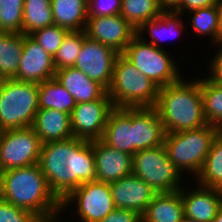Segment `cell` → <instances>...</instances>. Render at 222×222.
I'll list each match as a JSON object with an SVG mask.
<instances>
[{"label": "cell", "instance_id": "cell-4", "mask_svg": "<svg viewBox=\"0 0 222 222\" xmlns=\"http://www.w3.org/2000/svg\"><path fill=\"white\" fill-rule=\"evenodd\" d=\"M107 93L116 108H152L156 105L159 87L119 54Z\"/></svg>", "mask_w": 222, "mask_h": 222}, {"label": "cell", "instance_id": "cell-34", "mask_svg": "<svg viewBox=\"0 0 222 222\" xmlns=\"http://www.w3.org/2000/svg\"><path fill=\"white\" fill-rule=\"evenodd\" d=\"M70 31L58 25L38 29L30 36L52 57L57 53L64 38Z\"/></svg>", "mask_w": 222, "mask_h": 222}, {"label": "cell", "instance_id": "cell-20", "mask_svg": "<svg viewBox=\"0 0 222 222\" xmlns=\"http://www.w3.org/2000/svg\"><path fill=\"white\" fill-rule=\"evenodd\" d=\"M182 16V14L179 15V13L173 10H164L159 17L144 22L136 29V34L143 41L151 43L157 48L165 49V47L163 48L161 45L164 40L166 41L167 39L169 40L170 38L172 39L181 35V33L183 34L186 25H184L185 23L183 22ZM145 32L148 33L147 36L149 35L151 40L146 39Z\"/></svg>", "mask_w": 222, "mask_h": 222}, {"label": "cell", "instance_id": "cell-23", "mask_svg": "<svg viewBox=\"0 0 222 222\" xmlns=\"http://www.w3.org/2000/svg\"><path fill=\"white\" fill-rule=\"evenodd\" d=\"M184 217V204L180 191L157 193L145 213L142 222H179Z\"/></svg>", "mask_w": 222, "mask_h": 222}, {"label": "cell", "instance_id": "cell-22", "mask_svg": "<svg viewBox=\"0 0 222 222\" xmlns=\"http://www.w3.org/2000/svg\"><path fill=\"white\" fill-rule=\"evenodd\" d=\"M32 127L42 144L74 137L70 115L55 109H39Z\"/></svg>", "mask_w": 222, "mask_h": 222}, {"label": "cell", "instance_id": "cell-26", "mask_svg": "<svg viewBox=\"0 0 222 222\" xmlns=\"http://www.w3.org/2000/svg\"><path fill=\"white\" fill-rule=\"evenodd\" d=\"M38 108L55 109L71 115L76 102L71 94L55 78L38 84Z\"/></svg>", "mask_w": 222, "mask_h": 222}, {"label": "cell", "instance_id": "cell-14", "mask_svg": "<svg viewBox=\"0 0 222 222\" xmlns=\"http://www.w3.org/2000/svg\"><path fill=\"white\" fill-rule=\"evenodd\" d=\"M53 57L30 35L24 34L23 52L15 80L40 84L55 77Z\"/></svg>", "mask_w": 222, "mask_h": 222}, {"label": "cell", "instance_id": "cell-31", "mask_svg": "<svg viewBox=\"0 0 222 222\" xmlns=\"http://www.w3.org/2000/svg\"><path fill=\"white\" fill-rule=\"evenodd\" d=\"M204 115L208 124L217 126L222 131V85L200 78Z\"/></svg>", "mask_w": 222, "mask_h": 222}, {"label": "cell", "instance_id": "cell-41", "mask_svg": "<svg viewBox=\"0 0 222 222\" xmlns=\"http://www.w3.org/2000/svg\"><path fill=\"white\" fill-rule=\"evenodd\" d=\"M219 13L218 21V45H222V0L217 5Z\"/></svg>", "mask_w": 222, "mask_h": 222}, {"label": "cell", "instance_id": "cell-21", "mask_svg": "<svg viewBox=\"0 0 222 222\" xmlns=\"http://www.w3.org/2000/svg\"><path fill=\"white\" fill-rule=\"evenodd\" d=\"M55 78L74 98L76 104L100 99L107 90L74 67L56 70Z\"/></svg>", "mask_w": 222, "mask_h": 222}, {"label": "cell", "instance_id": "cell-13", "mask_svg": "<svg viewBox=\"0 0 222 222\" xmlns=\"http://www.w3.org/2000/svg\"><path fill=\"white\" fill-rule=\"evenodd\" d=\"M86 35L122 54L136 35V29L120 14L106 17H88Z\"/></svg>", "mask_w": 222, "mask_h": 222}, {"label": "cell", "instance_id": "cell-15", "mask_svg": "<svg viewBox=\"0 0 222 222\" xmlns=\"http://www.w3.org/2000/svg\"><path fill=\"white\" fill-rule=\"evenodd\" d=\"M109 185L115 208L133 210L140 216L157 194L150 185L134 174Z\"/></svg>", "mask_w": 222, "mask_h": 222}, {"label": "cell", "instance_id": "cell-12", "mask_svg": "<svg viewBox=\"0 0 222 222\" xmlns=\"http://www.w3.org/2000/svg\"><path fill=\"white\" fill-rule=\"evenodd\" d=\"M118 55L119 53L111 47L92 40L86 35L83 38L82 47L74 68L108 90L113 77L114 63Z\"/></svg>", "mask_w": 222, "mask_h": 222}, {"label": "cell", "instance_id": "cell-16", "mask_svg": "<svg viewBox=\"0 0 222 222\" xmlns=\"http://www.w3.org/2000/svg\"><path fill=\"white\" fill-rule=\"evenodd\" d=\"M96 181L112 183L132 174V156L111 148L101 139L92 141Z\"/></svg>", "mask_w": 222, "mask_h": 222}, {"label": "cell", "instance_id": "cell-6", "mask_svg": "<svg viewBox=\"0 0 222 222\" xmlns=\"http://www.w3.org/2000/svg\"><path fill=\"white\" fill-rule=\"evenodd\" d=\"M38 84L15 79L0 83V132L32 127L38 108Z\"/></svg>", "mask_w": 222, "mask_h": 222}, {"label": "cell", "instance_id": "cell-17", "mask_svg": "<svg viewBox=\"0 0 222 222\" xmlns=\"http://www.w3.org/2000/svg\"><path fill=\"white\" fill-rule=\"evenodd\" d=\"M132 128L133 155L137 151L163 145L166 133L154 107L132 108Z\"/></svg>", "mask_w": 222, "mask_h": 222}, {"label": "cell", "instance_id": "cell-39", "mask_svg": "<svg viewBox=\"0 0 222 222\" xmlns=\"http://www.w3.org/2000/svg\"><path fill=\"white\" fill-rule=\"evenodd\" d=\"M219 2L220 0H182L173 11L185 15L184 11L189 14L191 10L218 5Z\"/></svg>", "mask_w": 222, "mask_h": 222}, {"label": "cell", "instance_id": "cell-38", "mask_svg": "<svg viewBox=\"0 0 222 222\" xmlns=\"http://www.w3.org/2000/svg\"><path fill=\"white\" fill-rule=\"evenodd\" d=\"M218 47V51L216 50V54L208 63L210 74L206 78L212 83L222 85V45H218Z\"/></svg>", "mask_w": 222, "mask_h": 222}, {"label": "cell", "instance_id": "cell-37", "mask_svg": "<svg viewBox=\"0 0 222 222\" xmlns=\"http://www.w3.org/2000/svg\"><path fill=\"white\" fill-rule=\"evenodd\" d=\"M99 222H142V218L133 210L115 208Z\"/></svg>", "mask_w": 222, "mask_h": 222}, {"label": "cell", "instance_id": "cell-25", "mask_svg": "<svg viewBox=\"0 0 222 222\" xmlns=\"http://www.w3.org/2000/svg\"><path fill=\"white\" fill-rule=\"evenodd\" d=\"M23 44V33H0V77L2 80L15 78L23 52Z\"/></svg>", "mask_w": 222, "mask_h": 222}, {"label": "cell", "instance_id": "cell-32", "mask_svg": "<svg viewBox=\"0 0 222 222\" xmlns=\"http://www.w3.org/2000/svg\"><path fill=\"white\" fill-rule=\"evenodd\" d=\"M85 30L70 31L64 38L60 48L53 57L55 69L74 67L78 54L82 47Z\"/></svg>", "mask_w": 222, "mask_h": 222}, {"label": "cell", "instance_id": "cell-10", "mask_svg": "<svg viewBox=\"0 0 222 222\" xmlns=\"http://www.w3.org/2000/svg\"><path fill=\"white\" fill-rule=\"evenodd\" d=\"M41 146L33 127L0 132V172L37 164Z\"/></svg>", "mask_w": 222, "mask_h": 222}, {"label": "cell", "instance_id": "cell-8", "mask_svg": "<svg viewBox=\"0 0 222 222\" xmlns=\"http://www.w3.org/2000/svg\"><path fill=\"white\" fill-rule=\"evenodd\" d=\"M132 174L150 185L156 193L180 190L183 175L170 162L163 145L137 151L132 156Z\"/></svg>", "mask_w": 222, "mask_h": 222}, {"label": "cell", "instance_id": "cell-30", "mask_svg": "<svg viewBox=\"0 0 222 222\" xmlns=\"http://www.w3.org/2000/svg\"><path fill=\"white\" fill-rule=\"evenodd\" d=\"M192 16L191 19V33H196L198 36L212 37L210 41L211 47H217L218 45V21L219 13L217 5L198 8L189 11Z\"/></svg>", "mask_w": 222, "mask_h": 222}, {"label": "cell", "instance_id": "cell-18", "mask_svg": "<svg viewBox=\"0 0 222 222\" xmlns=\"http://www.w3.org/2000/svg\"><path fill=\"white\" fill-rule=\"evenodd\" d=\"M195 187L189 190L183 186L179 190L184 204V216L195 222H213L222 205V196L215 188L199 184Z\"/></svg>", "mask_w": 222, "mask_h": 222}, {"label": "cell", "instance_id": "cell-42", "mask_svg": "<svg viewBox=\"0 0 222 222\" xmlns=\"http://www.w3.org/2000/svg\"><path fill=\"white\" fill-rule=\"evenodd\" d=\"M213 222H222V205L219 207L217 215Z\"/></svg>", "mask_w": 222, "mask_h": 222}, {"label": "cell", "instance_id": "cell-11", "mask_svg": "<svg viewBox=\"0 0 222 222\" xmlns=\"http://www.w3.org/2000/svg\"><path fill=\"white\" fill-rule=\"evenodd\" d=\"M114 108L107 92L100 99L76 104L70 115L73 136L89 141L102 139Z\"/></svg>", "mask_w": 222, "mask_h": 222}, {"label": "cell", "instance_id": "cell-43", "mask_svg": "<svg viewBox=\"0 0 222 222\" xmlns=\"http://www.w3.org/2000/svg\"><path fill=\"white\" fill-rule=\"evenodd\" d=\"M179 222H195V221L193 219L184 216Z\"/></svg>", "mask_w": 222, "mask_h": 222}, {"label": "cell", "instance_id": "cell-40", "mask_svg": "<svg viewBox=\"0 0 222 222\" xmlns=\"http://www.w3.org/2000/svg\"><path fill=\"white\" fill-rule=\"evenodd\" d=\"M182 0H160V5L163 10H174Z\"/></svg>", "mask_w": 222, "mask_h": 222}, {"label": "cell", "instance_id": "cell-29", "mask_svg": "<svg viewBox=\"0 0 222 222\" xmlns=\"http://www.w3.org/2000/svg\"><path fill=\"white\" fill-rule=\"evenodd\" d=\"M164 10L158 0H122L120 15L135 29L160 16Z\"/></svg>", "mask_w": 222, "mask_h": 222}, {"label": "cell", "instance_id": "cell-2", "mask_svg": "<svg viewBox=\"0 0 222 222\" xmlns=\"http://www.w3.org/2000/svg\"><path fill=\"white\" fill-rule=\"evenodd\" d=\"M0 198L42 222H56L61 217V202L50 191L38 163L0 172Z\"/></svg>", "mask_w": 222, "mask_h": 222}, {"label": "cell", "instance_id": "cell-9", "mask_svg": "<svg viewBox=\"0 0 222 222\" xmlns=\"http://www.w3.org/2000/svg\"><path fill=\"white\" fill-rule=\"evenodd\" d=\"M74 204L76 207L72 209L81 222H99L115 209L109 183L98 181L83 183L61 201V215L65 209L69 212L68 207ZM61 219L59 217L56 222Z\"/></svg>", "mask_w": 222, "mask_h": 222}, {"label": "cell", "instance_id": "cell-24", "mask_svg": "<svg viewBox=\"0 0 222 222\" xmlns=\"http://www.w3.org/2000/svg\"><path fill=\"white\" fill-rule=\"evenodd\" d=\"M54 24L69 31L85 30L87 0H51Z\"/></svg>", "mask_w": 222, "mask_h": 222}, {"label": "cell", "instance_id": "cell-28", "mask_svg": "<svg viewBox=\"0 0 222 222\" xmlns=\"http://www.w3.org/2000/svg\"><path fill=\"white\" fill-rule=\"evenodd\" d=\"M194 180L204 187L216 188L222 182V131L213 140L200 173Z\"/></svg>", "mask_w": 222, "mask_h": 222}, {"label": "cell", "instance_id": "cell-19", "mask_svg": "<svg viewBox=\"0 0 222 222\" xmlns=\"http://www.w3.org/2000/svg\"><path fill=\"white\" fill-rule=\"evenodd\" d=\"M111 148L133 156L132 108H114L101 139Z\"/></svg>", "mask_w": 222, "mask_h": 222}, {"label": "cell", "instance_id": "cell-3", "mask_svg": "<svg viewBox=\"0 0 222 222\" xmlns=\"http://www.w3.org/2000/svg\"><path fill=\"white\" fill-rule=\"evenodd\" d=\"M182 78L159 88L155 105L165 133L194 130L208 125L204 115L200 77Z\"/></svg>", "mask_w": 222, "mask_h": 222}, {"label": "cell", "instance_id": "cell-5", "mask_svg": "<svg viewBox=\"0 0 222 222\" xmlns=\"http://www.w3.org/2000/svg\"><path fill=\"white\" fill-rule=\"evenodd\" d=\"M221 130L215 125L166 133L164 147L170 162L183 174H191L192 181L200 173L205 159L211 149L213 140Z\"/></svg>", "mask_w": 222, "mask_h": 222}, {"label": "cell", "instance_id": "cell-27", "mask_svg": "<svg viewBox=\"0 0 222 222\" xmlns=\"http://www.w3.org/2000/svg\"><path fill=\"white\" fill-rule=\"evenodd\" d=\"M54 25L51 0H24L23 34Z\"/></svg>", "mask_w": 222, "mask_h": 222}, {"label": "cell", "instance_id": "cell-1", "mask_svg": "<svg viewBox=\"0 0 222 222\" xmlns=\"http://www.w3.org/2000/svg\"><path fill=\"white\" fill-rule=\"evenodd\" d=\"M38 165L61 202L83 183L96 181L92 141L72 137L42 144Z\"/></svg>", "mask_w": 222, "mask_h": 222}, {"label": "cell", "instance_id": "cell-35", "mask_svg": "<svg viewBox=\"0 0 222 222\" xmlns=\"http://www.w3.org/2000/svg\"><path fill=\"white\" fill-rule=\"evenodd\" d=\"M0 222H42L33 213L0 198Z\"/></svg>", "mask_w": 222, "mask_h": 222}, {"label": "cell", "instance_id": "cell-44", "mask_svg": "<svg viewBox=\"0 0 222 222\" xmlns=\"http://www.w3.org/2000/svg\"><path fill=\"white\" fill-rule=\"evenodd\" d=\"M222 196V182L215 188Z\"/></svg>", "mask_w": 222, "mask_h": 222}, {"label": "cell", "instance_id": "cell-36", "mask_svg": "<svg viewBox=\"0 0 222 222\" xmlns=\"http://www.w3.org/2000/svg\"><path fill=\"white\" fill-rule=\"evenodd\" d=\"M122 0H87V17L119 15Z\"/></svg>", "mask_w": 222, "mask_h": 222}, {"label": "cell", "instance_id": "cell-7", "mask_svg": "<svg viewBox=\"0 0 222 222\" xmlns=\"http://www.w3.org/2000/svg\"><path fill=\"white\" fill-rule=\"evenodd\" d=\"M122 55L159 88L176 83L182 78L176 60L165 49L143 41L137 34Z\"/></svg>", "mask_w": 222, "mask_h": 222}, {"label": "cell", "instance_id": "cell-33", "mask_svg": "<svg viewBox=\"0 0 222 222\" xmlns=\"http://www.w3.org/2000/svg\"><path fill=\"white\" fill-rule=\"evenodd\" d=\"M24 0H0V28L2 32H23Z\"/></svg>", "mask_w": 222, "mask_h": 222}]
</instances>
